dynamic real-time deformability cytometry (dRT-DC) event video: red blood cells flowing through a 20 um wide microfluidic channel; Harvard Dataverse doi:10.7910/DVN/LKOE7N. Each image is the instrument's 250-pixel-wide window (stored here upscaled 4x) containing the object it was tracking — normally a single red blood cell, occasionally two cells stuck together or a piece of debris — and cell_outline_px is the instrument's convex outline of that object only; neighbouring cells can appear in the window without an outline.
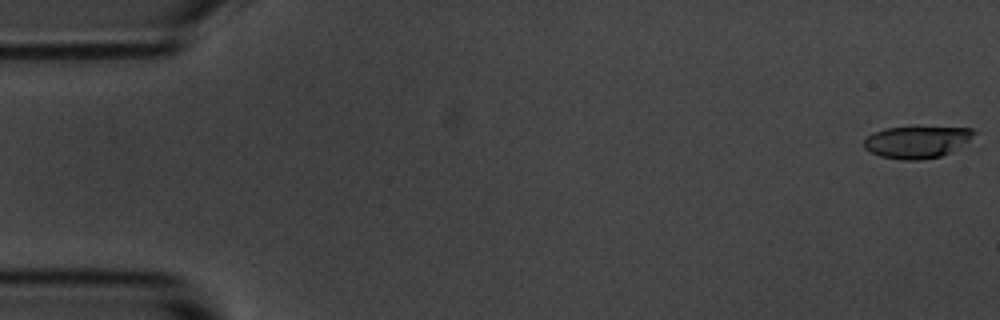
{"species": "common noctule bat (a hibernating species)", "species_latin": "Nyctalus noctula", "temperature_condition": "room temperature", "stored_images_in_passage": 50, "camera_frame_rate_fps": 3000, "um_per_image_px": 0.085, "animal": {"sex": "male", "body_mass_g": 20.1, "forearm_length_mm": 53.5}, "frame": {"image": 1, "passage_image": 1, "time_ms": 0.0, "image_size_px": [1000, 320], "cell_outline_px": [[980, 132], [952, 152], [940, 156], [920, 160], [904, 160], [880, 156], [864, 148], [864, 140], [868, 136], [884, 128], [972, 128]], "centroid_in_image_um": [77.97, 12.08], "position_along_channel_um": 7.0, "area_um2": 20.23}}
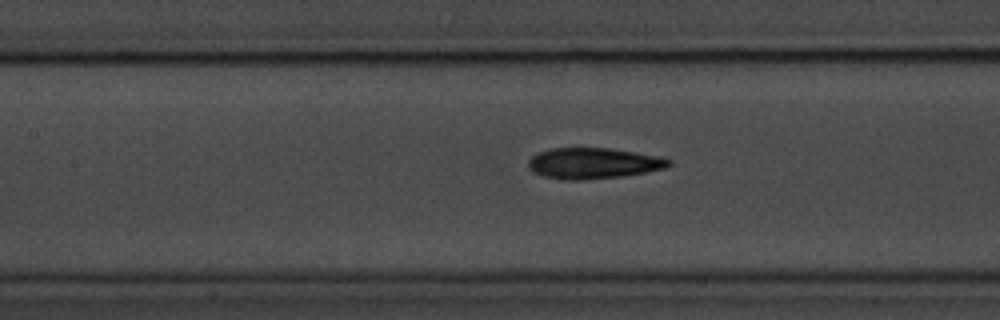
{"frame": {"image": 2, "passage_image": 25, "time_ms": 8.0, "image_size_px": [1000, 320], "cell_outline_px": [[672, 164], [664, 168], [644, 172], [620, 176], [584, 180], [564, 180], [544, 176], [532, 172], [528, 168], [528, 160], [532, 156], [540, 152], [552, 148], [608, 148], [656, 156], [672, 160]], "centroid_in_image_um": [50.38, 13.88], "position_along_channel_um": 157.0, "area_um2": 25.03}}
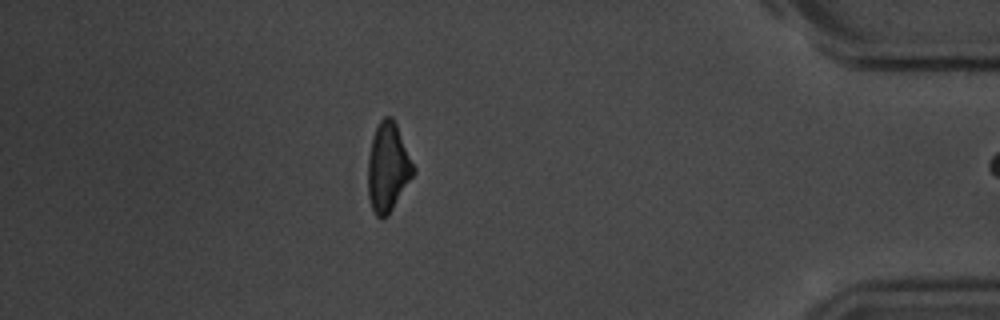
{"frame": {"image": 3, "passage_image": 49, "time_ms": 16.0, "image_size_px": [1000, 320], "cell_outline_px": [[416, 172], [388, 216], [380, 220], [376, 216], [372, 208], [368, 196], [368, 156], [372, 136], [380, 120], [384, 116], [392, 116], [396, 124], [416, 168]], "centroid_in_image_um": [32.98, 14.24], "position_along_channel_um": 402.2, "area_um2": 23.81}}